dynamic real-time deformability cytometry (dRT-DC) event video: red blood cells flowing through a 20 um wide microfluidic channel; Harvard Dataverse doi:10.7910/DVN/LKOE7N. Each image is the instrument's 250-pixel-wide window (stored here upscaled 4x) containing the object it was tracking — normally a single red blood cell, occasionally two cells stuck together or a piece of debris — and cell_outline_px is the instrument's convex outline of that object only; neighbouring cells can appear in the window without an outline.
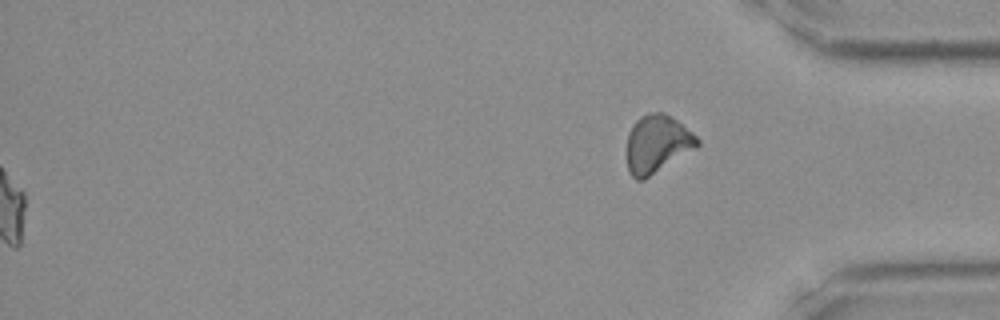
{"species": "Egyptian fruit bat (a non-hibernating species)", "species_latin": "Rousettus aegyptiacus", "temperature_condition": "room temperature", "stored_images_in_passage": 42, "segment_of_instrument_passage": [2, 2], "camera_frame_rate_fps": 3000, "um_per_image_px": 0.085, "frame": {"image": 1, "passage_image": 42, "time_ms": 13.667, "image_size_px": [1000, 320], "cell_outline_px": [[700, 144], [696, 148], [644, 180], [636, 180], [628, 172], [628, 132], [636, 120], [640, 116], [648, 112], [664, 112], [676, 120], [692, 132], [700, 140]], "centroid_in_image_um": [55.86, 12.23], "position_along_channel_um": 379.3, "area_um2": 23.7}}